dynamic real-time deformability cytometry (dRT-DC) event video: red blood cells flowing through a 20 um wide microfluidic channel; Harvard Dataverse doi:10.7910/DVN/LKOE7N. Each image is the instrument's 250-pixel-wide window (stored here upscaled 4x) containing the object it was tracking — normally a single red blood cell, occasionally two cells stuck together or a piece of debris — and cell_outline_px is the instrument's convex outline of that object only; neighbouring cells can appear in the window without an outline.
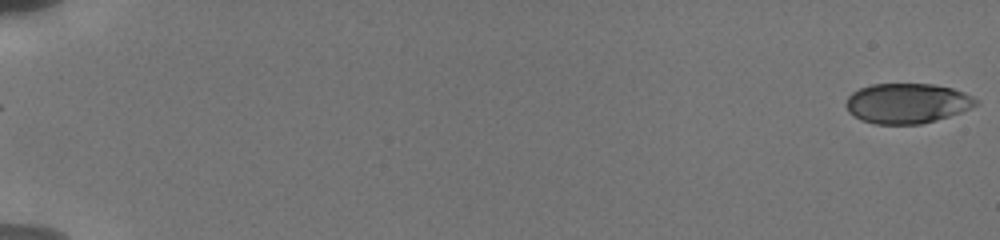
{"species": "human", "species_latin": "Homo sapiens", "temperature_condition": "cold", "stored_images_in_passage": 25, "segment_of_instrument_passage": [1, 2], "camera_frame_rate_fps": 3000, "um_per_image_px": 0.085, "donor": {"sex": "male"}, "frame": {"image": 1, "passage_image": 1, "time_ms": 0.0, "image_size_px": [1000, 240], "cell_outline_px": [[980, 100], [976, 104], [960, 112], [936, 120], [920, 124], [876, 124], [860, 120], [848, 112], [844, 104], [848, 96], [852, 92], [860, 88], [872, 84], [932, 84], [952, 88], [964, 92]], "centroid_in_image_um": [77.06, 8.78], "position_along_channel_um": 7.9, "area_um2": 30.35}}
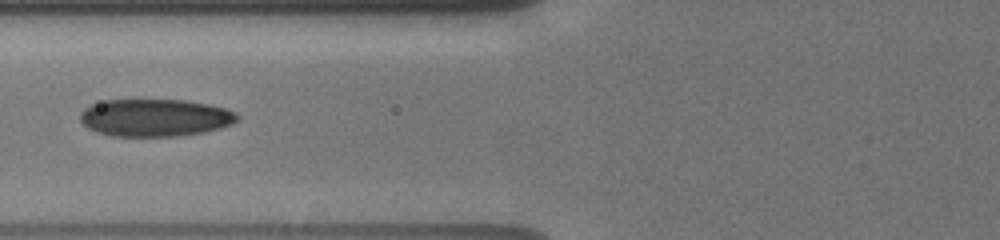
{"frame": {"image": 2, "passage_image": 17, "time_ms": 8.0, "image_size_px": [1000, 240], "cell_outline_px": [[240, 120], [232, 124], [220, 128], [204, 132], [176, 136], [112, 136], [96, 132], [88, 128], [80, 120], [80, 112], [84, 108], [92, 104], [104, 100], [184, 100], [208, 104], [224, 108], [236, 112], [240, 116]], "centroid_in_image_um": [13.19, 10.0], "position_along_channel_um": 112.6, "area_um2": 34.45}}
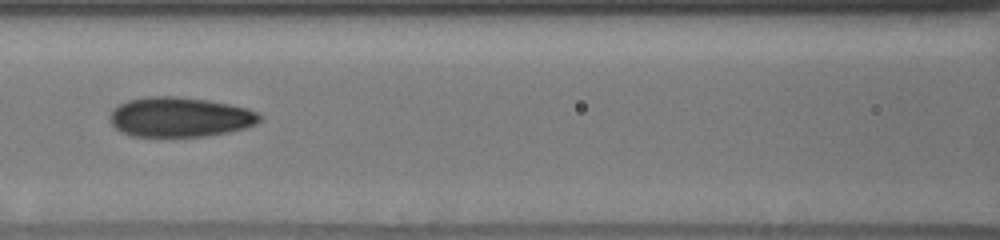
{"frame": {"image": 3, "passage_image": 20, "time_ms": 9.0, "image_size_px": [1000, 240], "cell_outline_px": [[264, 116], [256, 124], [244, 128], [228, 132], [208, 136], [132, 136], [116, 128], [108, 120], [108, 116], [112, 108], [128, 100], [144, 96], [176, 96], [208, 100], [248, 108]], "centroid_in_image_um": [15.28, 9.94], "position_along_channel_um": 151.3, "area_um2": 34.91}}